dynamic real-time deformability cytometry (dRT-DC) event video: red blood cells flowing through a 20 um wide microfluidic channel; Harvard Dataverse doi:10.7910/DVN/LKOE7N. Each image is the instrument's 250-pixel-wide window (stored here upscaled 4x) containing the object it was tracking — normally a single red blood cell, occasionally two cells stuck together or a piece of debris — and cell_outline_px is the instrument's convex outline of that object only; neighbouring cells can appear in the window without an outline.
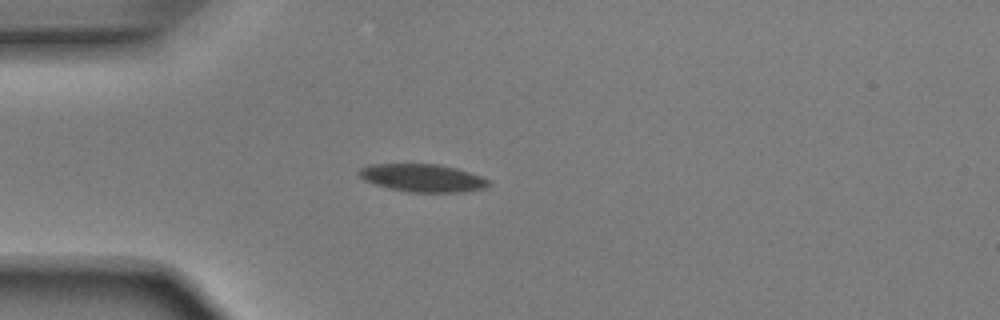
{"species": "Egyptian fruit bat (a non-hibernating species)", "species_latin": "Rousettus aegyptiacus", "temperature_condition": "room temperature", "stored_images_in_passage": 4, "camera_frame_rate_fps": 3000, "um_per_image_px": 0.085, "animal": {"sex": "male"}, "frame": {"image": 1, "passage_image": 3, "time_ms": 0.667, "image_size_px": [1000, 320], "cell_outline_px": [[492, 184], [488, 188], [464, 192], [412, 192], [388, 188], [372, 184], [364, 180], [356, 172], [360, 168], [368, 164], [440, 164], [456, 168], [480, 176], [488, 180]], "centroid_in_image_um": [35.91, 15.13], "position_along_channel_um": 49.1, "area_um2": 21.21}}